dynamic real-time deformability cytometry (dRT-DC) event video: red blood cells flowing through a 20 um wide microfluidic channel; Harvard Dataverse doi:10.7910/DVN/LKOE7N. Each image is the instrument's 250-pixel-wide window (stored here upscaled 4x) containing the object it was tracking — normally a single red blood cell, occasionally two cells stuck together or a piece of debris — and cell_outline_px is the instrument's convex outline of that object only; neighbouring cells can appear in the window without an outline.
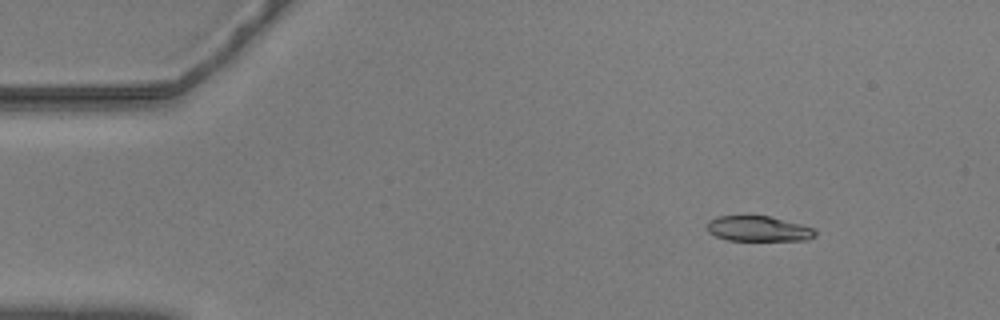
{"species": "common noctule bat (a hibernating species)", "species_latin": "Nyctalus noctula", "temperature_condition": "warm", "stored_images_in_passage": 16, "camera_frame_rate_fps": 3000, "um_per_image_px": 0.085, "animal": {"sex": "male", "body_mass_g": 20.5, "forearm_length_mm": 52.5}, "frame": {"image": 1, "passage_image": 5, "time_ms": 1.333, "image_size_px": [1000, 320], "cell_outline_px": [[816, 236], [808, 240], [728, 240], [716, 236], [708, 232], [708, 220], [716, 216], [768, 216], [816, 228]], "centroid_in_image_um": [64.48, 19.44], "position_along_channel_um": 20.5, "area_um2": 15.9}}